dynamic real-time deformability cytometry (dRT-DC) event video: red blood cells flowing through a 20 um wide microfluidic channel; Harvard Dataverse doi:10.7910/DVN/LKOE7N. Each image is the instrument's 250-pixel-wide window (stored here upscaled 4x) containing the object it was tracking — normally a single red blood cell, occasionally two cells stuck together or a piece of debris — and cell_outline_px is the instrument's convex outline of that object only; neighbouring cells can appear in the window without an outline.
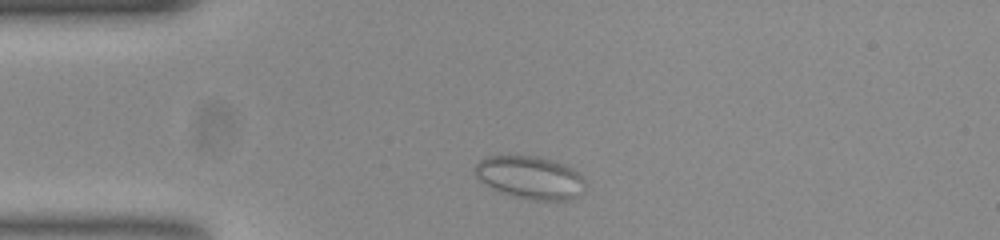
{"species": "common noctule bat (a hibernating species)", "species_latin": "Nyctalus noctula", "temperature_condition": "room temperature", "stored_images_in_passage": 46, "camera_frame_rate_fps": 3000, "um_per_image_px": 0.085, "animal": {"sex": "female", "body_mass_g": 23.0, "forearm_length_mm": 53.4}, "frame": {"image": 1, "passage_image": 2, "time_ms": 0.333, "image_size_px": [1000, 240], "cell_outline_px": [[580, 180], [572, 196], [564, 200], [528, 200], [508, 196], [500, 192], [480, 180], [476, 176], [476, 164], [480, 160], [492, 156], [540, 156], [560, 164], [576, 172], [580, 176]], "centroid_in_image_um": [44.89, 15.08], "position_along_channel_um": 40.1, "area_um2": 26.13}}
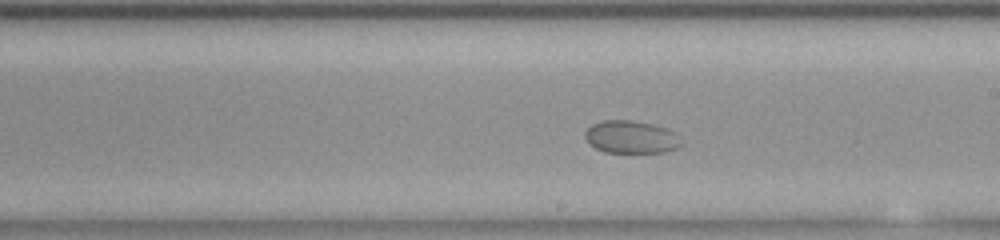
{"frame": {"image": 2, "passage_image": 21, "time_ms": 6.667, "image_size_px": [1000, 240], "cell_outline_px": [[684, 144], [676, 148], [664, 152], [604, 152], [596, 148], [584, 136], [588, 128], [592, 124], [604, 120], [632, 120], [652, 124], [664, 128], [672, 132]], "centroid_in_image_um": [53.63, 11.65], "position_along_channel_um": 235.4, "area_um2": 17.98}}
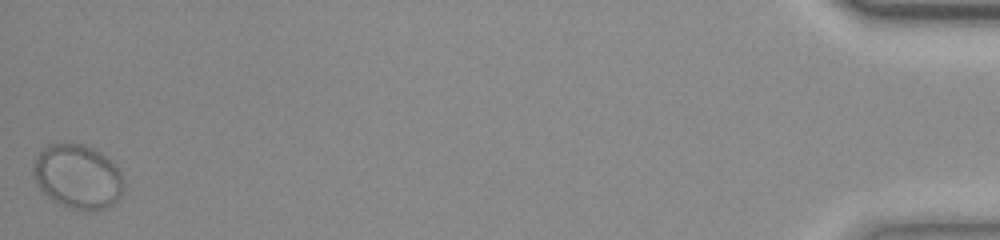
{"frame": {"image": 3, "passage_image": 46, "time_ms": 15.0, "image_size_px": [1000, 240], "cell_outline_px": [[124, 188], [120, 200], [108, 208], [100, 212], [88, 212], [72, 208], [60, 204], [52, 200], [40, 188], [36, 180], [36, 156], [48, 144], [84, 144], [92, 148], [116, 164], [120, 168], [124, 180]], "centroid_in_image_um": [6.71, 15.07], "position_along_channel_um": 428.5, "area_um2": 33.99}}